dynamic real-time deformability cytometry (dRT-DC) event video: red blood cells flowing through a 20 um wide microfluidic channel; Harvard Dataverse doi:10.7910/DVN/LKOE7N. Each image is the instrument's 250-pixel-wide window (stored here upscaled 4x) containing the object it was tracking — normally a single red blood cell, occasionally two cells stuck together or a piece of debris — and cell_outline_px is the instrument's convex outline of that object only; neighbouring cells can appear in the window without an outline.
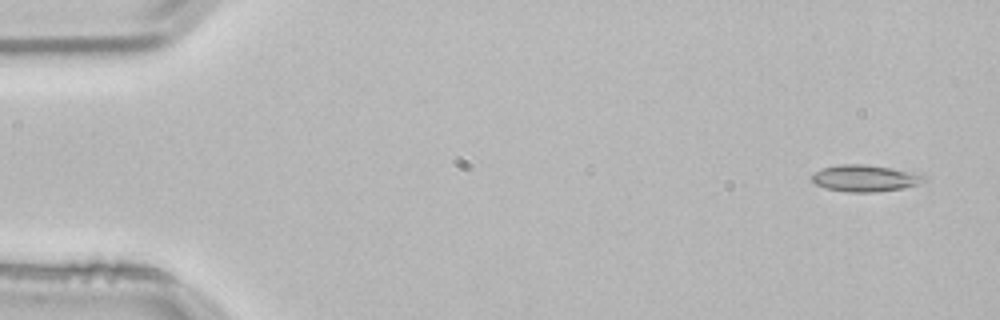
{"species": "common noctule bat (a hibernating species)", "species_latin": "Nyctalus noctula", "temperature_condition": "room temperature", "stored_images_in_passage": 3, "camera_frame_rate_fps": 3000, "um_per_image_px": 0.085, "animal": {"sex": "male", "body_mass_g": 21.5, "forearm_length_mm": 52.0}, "frame": {"image": 1, "passage_image": 1, "time_ms": 0.0, "image_size_px": [1000, 320], "cell_outline_px": [[928, 180], [904, 188], [876, 192], [848, 192], [824, 188], [816, 184], [812, 180], [812, 176], [816, 172], [824, 168], [840, 164], [864, 164], [892, 168], [928, 176]], "centroid_in_image_um": [73.55, 15.16], "position_along_channel_um": 11.4, "area_um2": 17.34}}
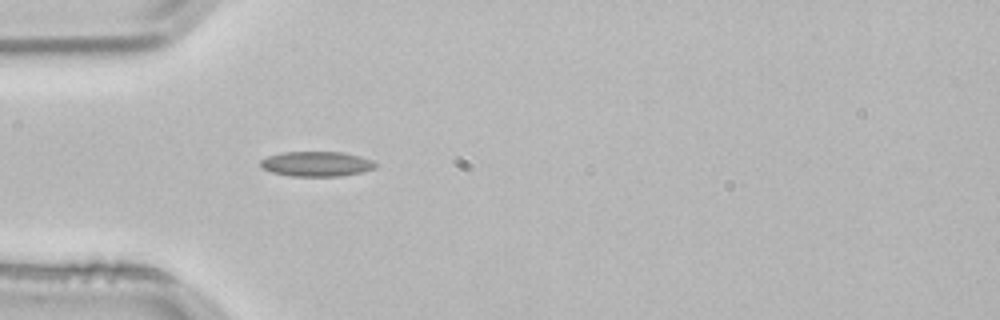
{"frame": {"image": 2, "passage_image": 3, "time_ms": 0.667, "image_size_px": [1000, 320], "cell_outline_px": [[376, 168], [364, 172], [340, 176], [292, 176], [272, 172], [264, 168], [260, 164], [260, 160], [268, 156], [284, 152], [344, 152], [360, 156], [372, 160], [376, 164]], "centroid_in_image_um": [26.95, 13.93], "position_along_channel_um": 58.1, "area_um2": 16.7}}